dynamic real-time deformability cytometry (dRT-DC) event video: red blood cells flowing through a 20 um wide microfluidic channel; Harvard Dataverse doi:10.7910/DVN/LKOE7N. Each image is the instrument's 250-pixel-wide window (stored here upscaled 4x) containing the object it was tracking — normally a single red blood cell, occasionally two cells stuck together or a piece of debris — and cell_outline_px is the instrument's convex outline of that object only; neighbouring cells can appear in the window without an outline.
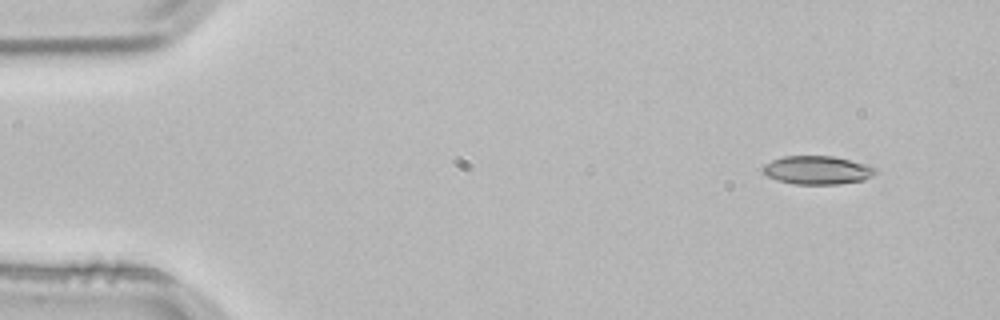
{"species": "common noctule bat (a hibernating species)", "species_latin": "Nyctalus noctula", "temperature_condition": "room temperature", "stored_images_in_passage": 4, "segment_of_instrument_passage": [2, 2], "camera_frame_rate_fps": 3000, "um_per_image_px": 0.085, "animal": {"sex": "male", "body_mass_g": 21.5, "forearm_length_mm": 52.0}, "frame": {"image": 1, "passage_image": 4, "time_ms": 1.0, "image_size_px": [1000, 320], "cell_outline_px": [[876, 172], [872, 176], [864, 180], [840, 184], [792, 184], [776, 180], [768, 176], [764, 172], [764, 164], [772, 160], [784, 156], [832, 156], [868, 164], [876, 168]], "centroid_in_image_um": [69.49, 14.46], "position_along_channel_um": 15.5, "area_um2": 18.67}}